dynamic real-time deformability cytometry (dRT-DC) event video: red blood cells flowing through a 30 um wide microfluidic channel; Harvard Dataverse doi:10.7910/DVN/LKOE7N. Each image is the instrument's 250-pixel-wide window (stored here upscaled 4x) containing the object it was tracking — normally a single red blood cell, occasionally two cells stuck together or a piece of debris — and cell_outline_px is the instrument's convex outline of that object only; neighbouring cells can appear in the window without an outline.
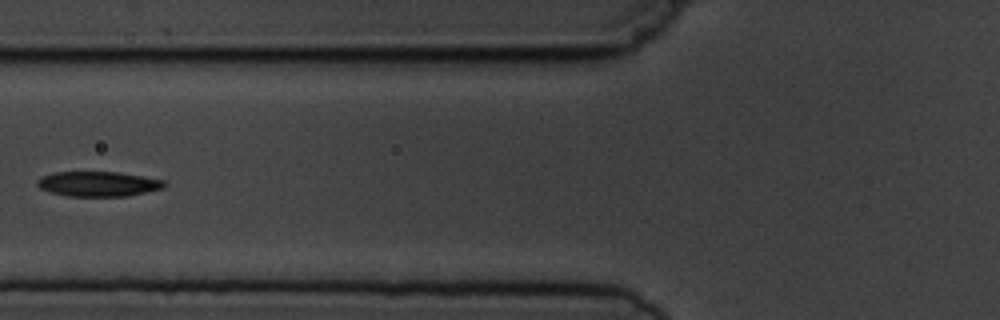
{"species": "common noctule bat (a hibernating species)", "species_latin": "Nyctalus noctula", "temperature_condition": "cold", "stored_images_in_passage": 4, "camera_frame_rate_fps": 3000, "um_per_image_px": 0.085, "animal": {"sex": "male", "body_mass_g": 19.5, "forearm_length_mm": 54.6}, "frame": {"image": 1, "passage_image": 3, "time_ms": 2.333, "image_size_px": [1000, 320], "cell_outline_px": [[168, 184], [164, 188], [128, 196], [68, 196], [48, 192], [40, 188], [36, 184], [36, 180], [40, 176], [52, 172], [116, 172], [164, 180]], "centroid_in_image_um": [8.31, 15.63], "position_along_channel_um": 117.5, "area_um2": 18.61}}
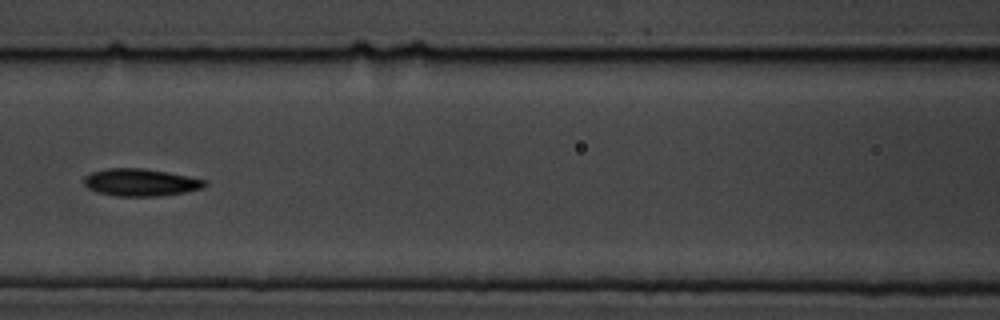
{"frame": {"image": 2, "passage_image": 4, "time_ms": 3.333, "image_size_px": [1000, 320], "cell_outline_px": [[208, 184], [204, 188], [184, 192], [156, 196], [116, 196], [96, 192], [88, 188], [84, 184], [84, 176], [92, 172], [108, 168], [140, 168], [168, 172], [208, 180]], "centroid_in_image_um": [11.96, 15.5], "position_along_channel_um": 154.6, "area_um2": 19.31}}